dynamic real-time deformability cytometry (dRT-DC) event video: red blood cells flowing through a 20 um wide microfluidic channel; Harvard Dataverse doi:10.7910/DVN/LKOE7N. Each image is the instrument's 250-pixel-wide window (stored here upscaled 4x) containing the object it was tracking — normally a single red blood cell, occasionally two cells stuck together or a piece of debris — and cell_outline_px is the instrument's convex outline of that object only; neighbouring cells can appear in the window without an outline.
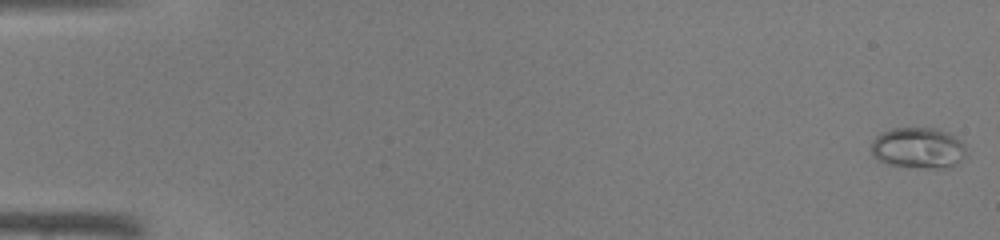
{"species": "common noctule bat (a hibernating species)", "species_latin": "Nyctalus noctula", "temperature_condition": "warm", "stored_images_in_passage": 45, "camera_frame_rate_fps": 3000, "um_per_image_px": 0.085, "animal": {"sex": "male", "body_mass_g": 19.0, "forearm_length_mm": 50.8}, "frame": {"image": 1, "passage_image": 1, "time_ms": 0.0, "image_size_px": [1000, 240], "cell_outline_px": [[968, 156], [956, 164], [944, 168], [924, 168], [888, 164], [876, 160], [872, 152], [872, 140], [880, 132], [892, 128], [936, 128], [948, 132], [956, 136], [964, 144]], "centroid_in_image_um": [78.07, 12.57], "position_along_channel_um": 6.9, "area_um2": 23.0}}
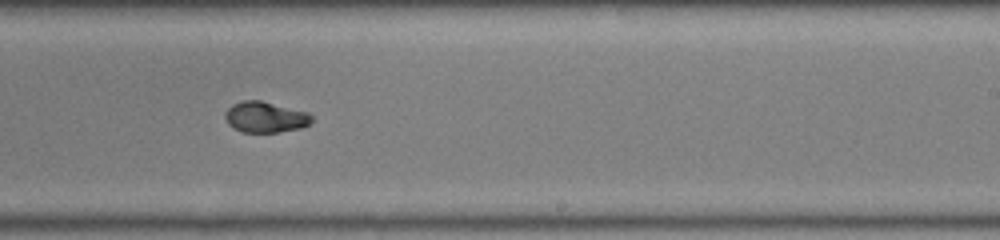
{"frame": {"image": 2, "passage_image": 29, "time_ms": 9.333, "image_size_px": [1000, 240], "cell_outline_px": [[312, 120], [308, 124], [300, 128], [276, 132], [240, 132], [232, 128], [228, 124], [224, 116], [224, 112], [232, 104], [244, 100], [260, 100], [308, 112], [312, 116]], "centroid_in_image_um": [22.5, 9.95], "position_along_channel_um": 266.5, "area_um2": 15.61}}
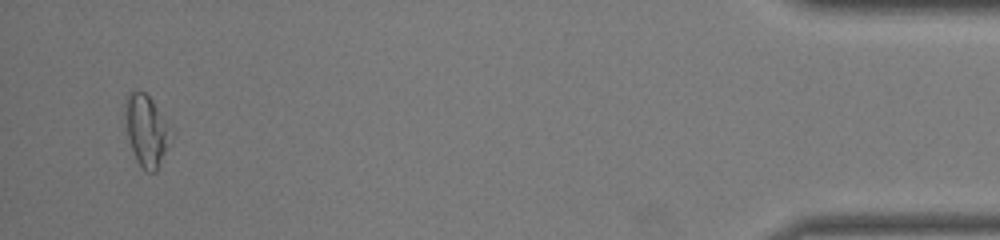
{"frame": {"image": 3, "passage_image": 44, "time_ms": 14.333, "image_size_px": [1000, 240], "cell_outline_px": [[168, 124], [164, 152], [156, 172], [148, 172], [136, 160], [128, 136], [128, 92], [144, 92], [152, 100]], "centroid_in_image_um": [12.43, 11.11], "position_along_channel_um": 422.8, "area_um2": 17.11}}